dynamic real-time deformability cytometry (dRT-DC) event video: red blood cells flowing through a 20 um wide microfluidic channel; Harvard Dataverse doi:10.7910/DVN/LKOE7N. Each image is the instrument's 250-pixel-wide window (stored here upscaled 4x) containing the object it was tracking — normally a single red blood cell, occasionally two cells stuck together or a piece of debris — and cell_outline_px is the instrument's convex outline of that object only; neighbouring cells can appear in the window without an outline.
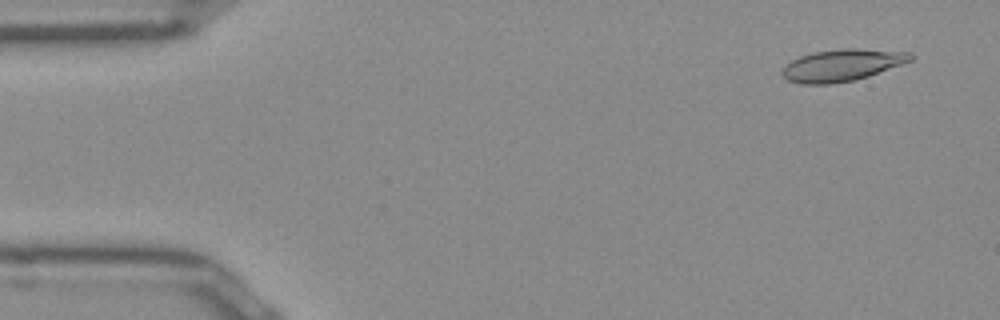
{"species": "Egyptian fruit bat (a non-hibernating species)", "species_latin": "Rousettus aegyptiacus", "temperature_condition": "room temperature", "stored_images_in_passage": 50, "camera_frame_rate_fps": 3000, "um_per_image_px": 0.085, "frame": {"image": 1, "passage_image": 3, "time_ms": 0.667, "image_size_px": [1000, 320], "cell_outline_px": [[916, 56], [912, 60], [868, 76], [852, 80], [832, 84], [800, 84], [788, 80], [780, 72], [784, 64], [800, 56], [812, 52], [844, 48], [852, 48], [912, 52]], "centroid_in_image_um": [71.55, 5.53], "position_along_channel_um": 13.4, "area_um2": 23.93}}
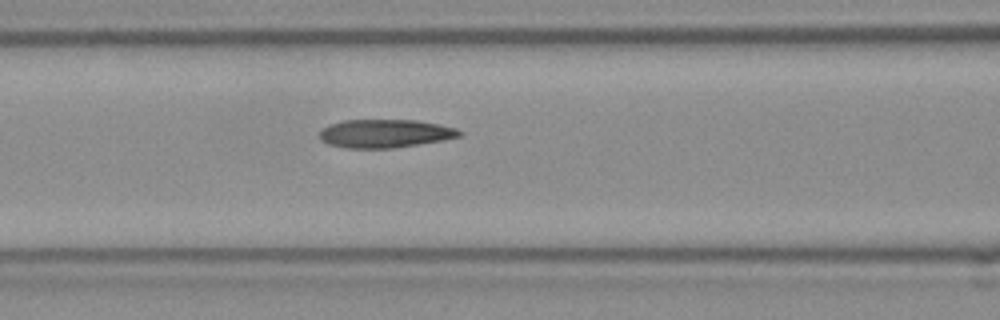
{"frame": {"image": 2, "passage_image": 20, "time_ms": 6.333, "image_size_px": [1000, 320], "cell_outline_px": [[464, 132], [460, 136], [444, 140], [392, 148], [344, 148], [328, 144], [320, 140], [320, 132], [324, 128], [332, 124], [344, 120], [416, 120], [440, 124], [456, 128]], "centroid_in_image_um": [32.75, 11.35], "position_along_channel_um": 133.8, "area_um2": 23.06}}
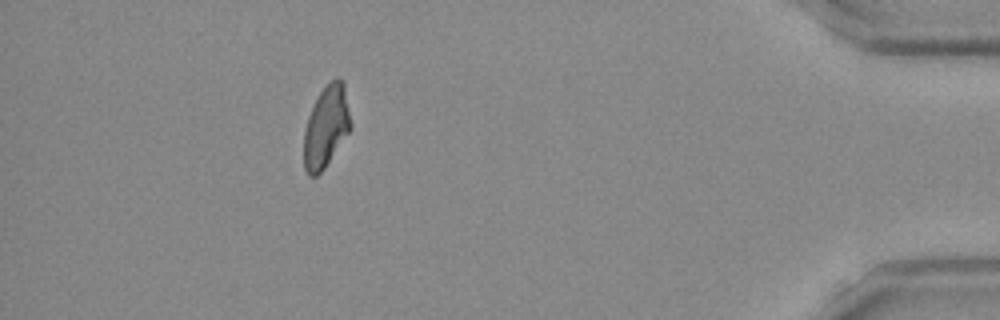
{"frame": {"image": 3, "passage_image": 45, "time_ms": 14.667, "image_size_px": [1000, 320], "cell_outline_px": [[352, 128], [324, 168], [316, 176], [308, 176], [304, 168], [304, 132], [308, 116], [316, 96], [336, 76], [344, 84], [352, 124]], "centroid_in_image_um": [27.72, 10.77], "position_along_channel_um": 407.5, "area_um2": 22.25}, "authors_computed_cell_mechanics": {"area_um2": 23.2645, "velocity_mm_per_s": 3.9811, "shape_relaxation_time_tau1_ms": 9.7818, "shape_relaxation_time_tau2_ms": 5.2034, "deformation_change_tau1": 0.2304, "deformation_change_tau2": 0.1298}}